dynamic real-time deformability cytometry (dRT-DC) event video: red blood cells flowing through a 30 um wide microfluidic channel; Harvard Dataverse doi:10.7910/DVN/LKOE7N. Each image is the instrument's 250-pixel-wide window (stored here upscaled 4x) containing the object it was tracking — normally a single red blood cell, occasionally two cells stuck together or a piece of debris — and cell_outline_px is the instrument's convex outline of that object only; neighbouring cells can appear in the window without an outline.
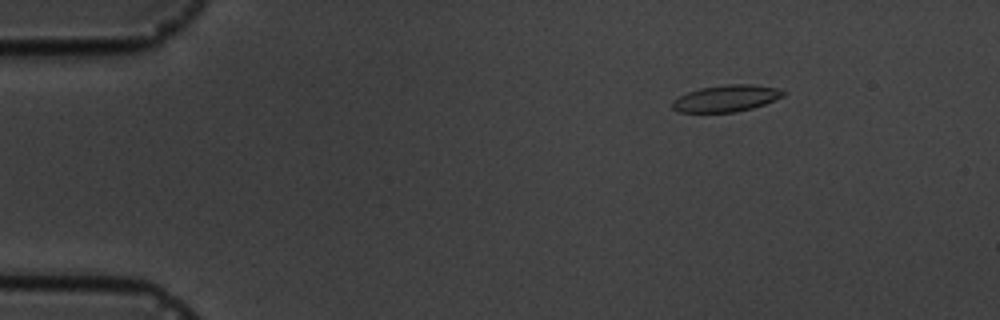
{"species": "common noctule bat (a hibernating species)", "species_latin": "Nyctalus noctula", "temperature_condition": "cold", "stored_images_in_passage": 12, "camera_frame_rate_fps": 3000, "um_per_image_px": 0.085, "animal": {"sex": "male", "body_mass_g": 19.5, "forearm_length_mm": 54.6}, "frame": {"image": 1, "passage_image": 3, "time_ms": 2.333, "image_size_px": [1000, 320], "cell_outline_px": [[788, 92], [784, 96], [764, 104], [752, 108], [736, 112], [680, 112], [672, 108], [672, 100], [688, 92], [700, 88], [728, 84], [752, 84], [776, 88]], "centroid_in_image_um": [61.74, 8.36], "position_along_channel_um": 23.3, "area_um2": 17.17}}
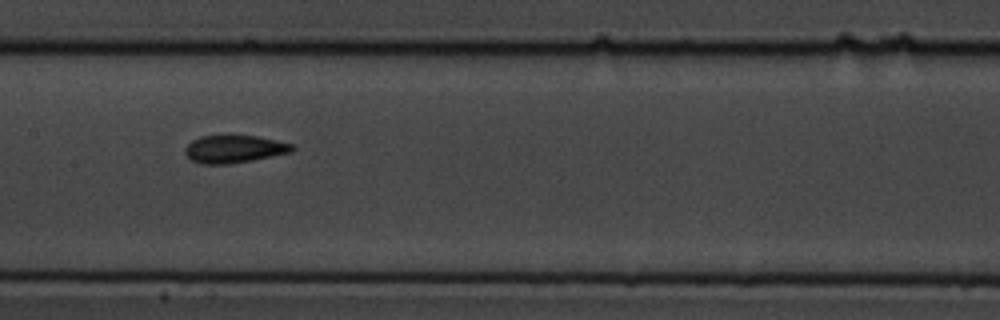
{"frame": {"image": 2, "passage_image": 9, "time_ms": 9.0, "image_size_px": [1000, 320], "cell_outline_px": [[296, 148], [292, 152], [252, 160], [228, 164], [200, 164], [192, 160], [184, 152], [184, 148], [192, 140], [200, 136], [256, 136], [276, 140], [292, 144]], "centroid_in_image_um": [19.9, 12.67], "position_along_channel_um": 187.5, "area_um2": 17.17}}
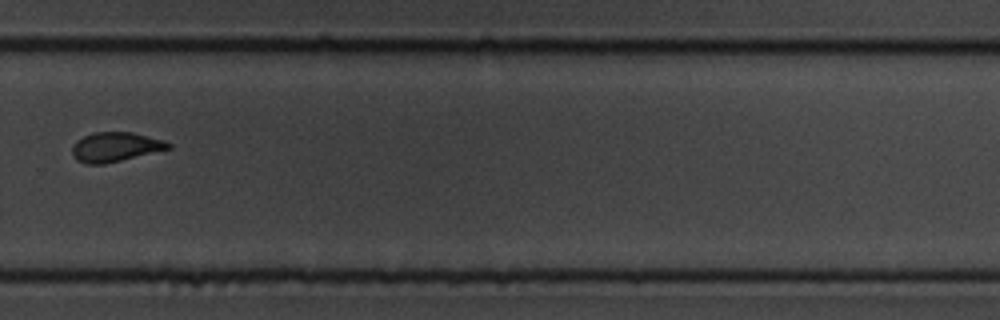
{"frame": {"image": 3, "passage_image": 12, "time_ms": 12.667, "image_size_px": [1000, 320], "cell_outline_px": [[172, 148], [104, 164], [88, 164], [76, 160], [72, 156], [72, 148], [76, 140], [84, 136], [96, 132], [132, 132], [160, 140], [172, 144]], "centroid_in_image_um": [9.76, 12.5], "position_along_channel_um": 320.0, "area_um2": 16.3}}